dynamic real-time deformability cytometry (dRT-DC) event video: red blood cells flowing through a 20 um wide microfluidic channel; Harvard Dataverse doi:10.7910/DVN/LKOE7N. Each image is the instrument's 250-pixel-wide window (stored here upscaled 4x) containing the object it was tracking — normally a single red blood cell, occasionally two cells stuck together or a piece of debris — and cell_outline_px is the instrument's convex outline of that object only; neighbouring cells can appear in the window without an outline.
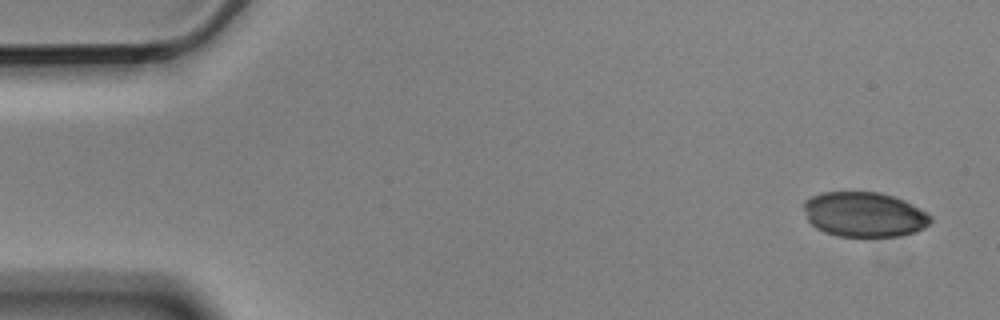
{"species": "Egyptian fruit bat (a non-hibernating species)", "species_latin": "Rousettus aegyptiacus", "temperature_condition": "cold", "stored_images_in_passage": 3, "camera_frame_rate_fps": 3000, "um_per_image_px": 0.085, "animal": {"sex": "male"}, "frame": {"image": 1, "passage_image": 1, "time_ms": 0.0, "image_size_px": [1000, 320], "cell_outline_px": [[932, 220], [924, 228], [916, 232], [896, 236], [836, 236], [824, 232], [816, 228], [808, 220], [804, 208], [804, 200], [820, 192], [880, 192], [904, 200], [912, 204], [932, 216]], "centroid_in_image_um": [73.45, 18.23], "position_along_channel_um": 11.5, "area_um2": 33.18}}